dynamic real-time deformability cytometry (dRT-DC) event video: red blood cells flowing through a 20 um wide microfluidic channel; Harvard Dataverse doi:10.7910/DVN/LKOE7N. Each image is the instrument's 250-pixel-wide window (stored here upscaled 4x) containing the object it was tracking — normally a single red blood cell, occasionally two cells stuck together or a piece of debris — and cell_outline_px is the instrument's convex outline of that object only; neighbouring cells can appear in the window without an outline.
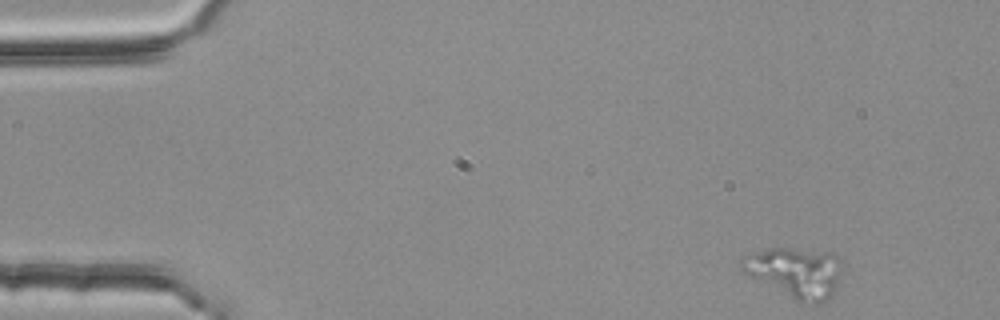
{"species": "common noctule bat (a hibernating species)", "species_latin": "Nyctalus noctula", "temperature_condition": "room temperature", "stored_images_in_passage": 4, "camera_frame_rate_fps": 3000, "um_per_image_px": 0.085, "animal": {"sex": "female", "body_mass_g": 25.1}, "frame": {"image": 1, "passage_image": 1, "time_ms": 0.0, "image_size_px": [1000, 320], "cell_outline_px": [[844, 264], [836, 292], [832, 296], [820, 304], [800, 304], [740, 272], [740, 260], [744, 256], [768, 248], [788, 248], [836, 252]], "centroid_in_image_um": [67.65, 23.18], "position_along_channel_um": 17.4, "area_um2": 30.75}}
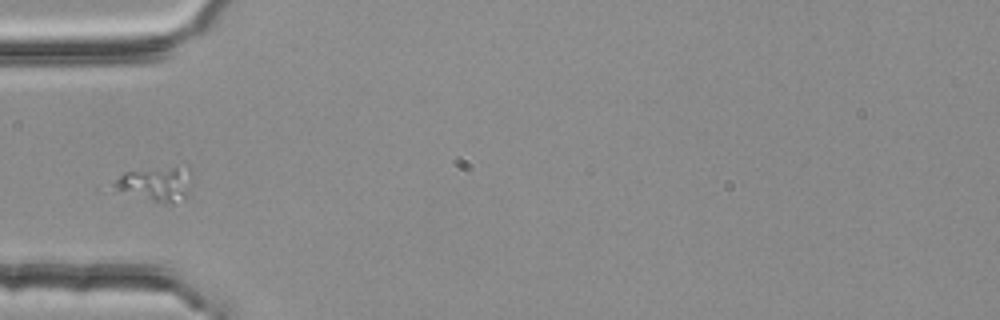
{"frame": {"image": 2, "passage_image": 4, "time_ms": 1.0, "image_size_px": [1000, 320], "cell_outline_px": [[188, 196], [176, 204], [164, 204], [116, 188], [112, 184], [124, 172], [188, 164]], "centroid_in_image_um": [13.34, 15.61], "position_along_channel_um": 71.7, "area_um2": 15.26}}